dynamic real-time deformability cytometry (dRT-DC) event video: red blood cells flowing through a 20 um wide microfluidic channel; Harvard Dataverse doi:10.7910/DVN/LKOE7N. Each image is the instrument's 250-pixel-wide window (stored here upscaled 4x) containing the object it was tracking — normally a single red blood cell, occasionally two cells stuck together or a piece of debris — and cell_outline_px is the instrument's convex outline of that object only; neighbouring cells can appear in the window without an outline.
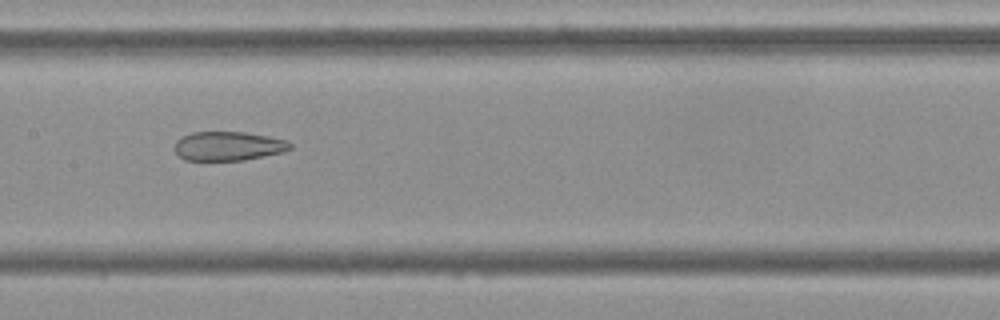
{"species": "Egyptian fruit bat (a non-hibernating species)", "species_latin": "Rousettus aegyptiacus", "temperature_condition": "cold", "stored_images_in_passage": 53, "segment_of_instrument_passage": [2, 2], "camera_frame_rate_fps": 3000, "um_per_image_px": 0.085, "frame": {"image": 1, "passage_image": 26, "time_ms": 8.333, "image_size_px": [1000, 320], "cell_outline_px": [[292, 148], [284, 152], [264, 156], [240, 160], [184, 160], [172, 148], [176, 140], [192, 132], [244, 132], [268, 136], [288, 140], [292, 144]], "centroid_in_image_um": [19.41, 12.41], "position_along_channel_um": 188.0, "area_um2": 19.65}}
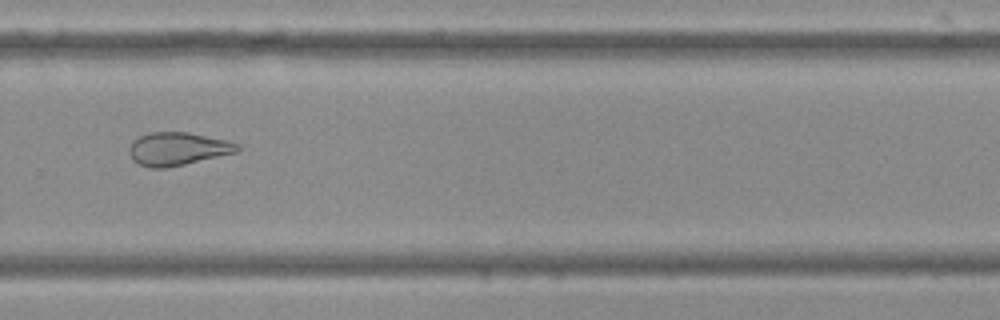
{"frame": {"image": 2, "passage_image": 36, "time_ms": 11.667, "image_size_px": [1000, 320], "cell_outline_px": [[240, 152], [184, 164], [164, 168], [148, 168], [132, 160], [128, 152], [128, 148], [132, 140], [140, 136], [152, 132], [188, 132], [228, 140], [240, 144]], "centroid_in_image_um": [15.12, 12.65], "position_along_channel_um": 314.7, "area_um2": 21.1}}
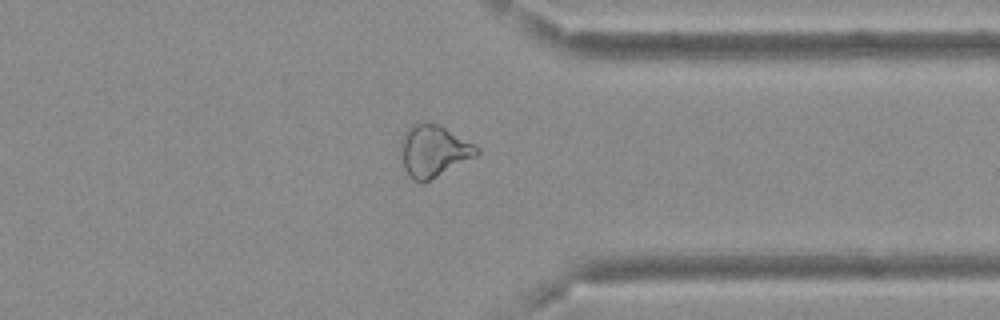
{"frame": {"image": 3, "passage_image": 41, "time_ms": 13.333, "image_size_px": [1000, 320], "cell_outline_px": [[480, 152], [476, 156], [420, 184], [412, 180], [408, 176], [404, 168], [400, 148], [400, 140], [404, 132], [412, 124], [440, 124], [480, 148]], "centroid_in_image_um": [36.82, 12.84], "position_along_channel_um": 374.6, "area_um2": 22.72}}